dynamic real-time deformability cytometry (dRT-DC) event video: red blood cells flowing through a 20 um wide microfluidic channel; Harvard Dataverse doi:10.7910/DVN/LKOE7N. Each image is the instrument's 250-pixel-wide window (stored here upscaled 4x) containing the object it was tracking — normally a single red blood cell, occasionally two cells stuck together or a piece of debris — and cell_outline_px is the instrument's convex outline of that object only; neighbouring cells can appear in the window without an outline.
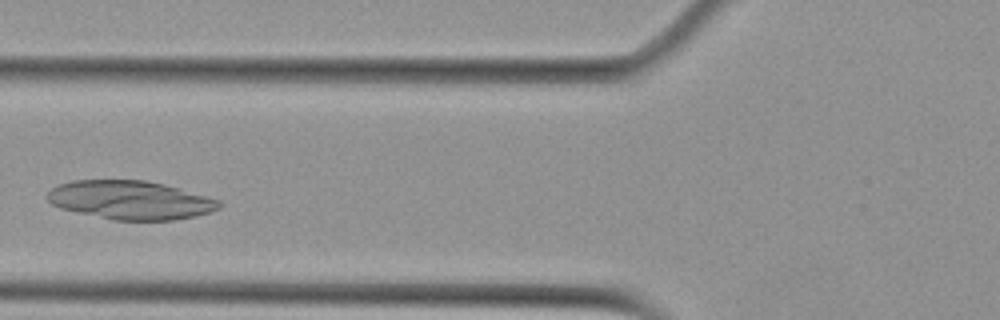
{"species": "Egyptian fruit bat (a non-hibernating species)", "species_latin": "Rousettus aegyptiacus", "temperature_condition": "cold", "stored_images_in_passage": 5, "camera_frame_rate_fps": 3000, "um_per_image_px": 0.085, "animal": {"sex": "female"}, "frame": {"image": 1, "passage_image": 4, "time_ms": 3.667, "image_size_px": [1000, 320], "cell_outline_px": [[220, 208], [196, 216], [172, 220], [112, 220], [60, 208], [52, 204], [48, 200], [48, 192], [52, 188], [60, 184], [72, 180], [144, 180], [164, 184], [220, 200]], "centroid_in_image_um": [11.07, 17.0], "position_along_channel_um": 114.7, "area_um2": 38.44}}
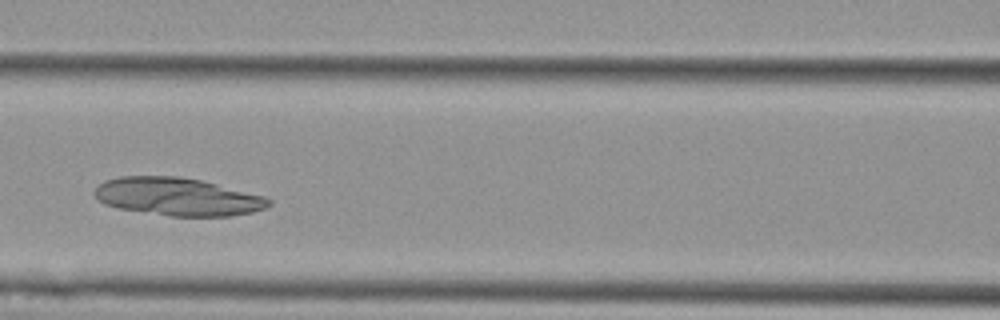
{"frame": {"image": 2, "passage_image": 5, "time_ms": 4.667, "image_size_px": [1000, 320], "cell_outline_px": [[272, 204], [264, 208], [252, 212], [232, 216], [168, 216], [120, 208], [104, 204], [96, 200], [92, 192], [104, 180], [120, 176], [180, 176], [200, 180], [264, 196], [272, 200]], "centroid_in_image_um": [15.06, 16.72], "position_along_channel_um": 151.5, "area_um2": 38.49}}